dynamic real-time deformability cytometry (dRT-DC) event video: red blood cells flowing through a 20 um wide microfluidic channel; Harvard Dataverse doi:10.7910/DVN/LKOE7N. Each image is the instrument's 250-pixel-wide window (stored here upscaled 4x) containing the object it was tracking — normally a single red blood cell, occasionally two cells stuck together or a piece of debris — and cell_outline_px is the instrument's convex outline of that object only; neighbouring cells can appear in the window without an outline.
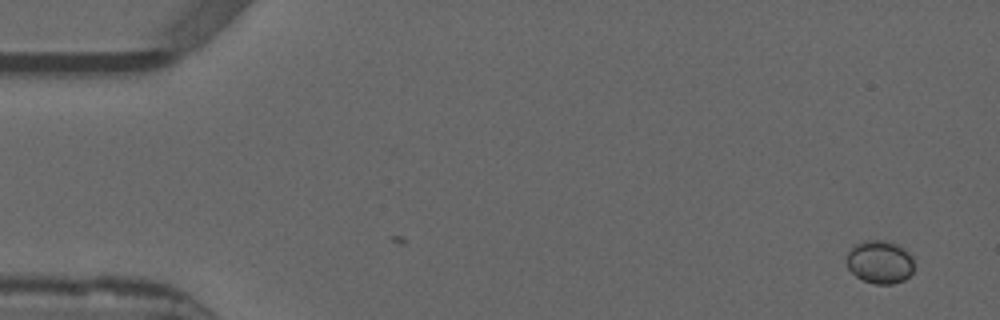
{"species": "common noctule bat (a hibernating species)", "species_latin": "Nyctalus noctula", "temperature_condition": "warm", "stored_images_in_passage": 2, "camera_frame_rate_fps": 3000, "um_per_image_px": 0.085, "animal": {"sex": "male", "forearm_length_mm": 52.5}, "frame": {"image": 1, "passage_image": 2, "time_ms": 0.333, "image_size_px": [1000, 320], "cell_outline_px": [[912, 272], [904, 280], [892, 284], [876, 284], [864, 280], [856, 276], [848, 268], [848, 252], [856, 244], [864, 240], [884, 240], [896, 244], [904, 248], [912, 256]], "centroid_in_image_um": [74.79, 22.26], "position_along_channel_um": 10.2, "area_um2": 16.7}}